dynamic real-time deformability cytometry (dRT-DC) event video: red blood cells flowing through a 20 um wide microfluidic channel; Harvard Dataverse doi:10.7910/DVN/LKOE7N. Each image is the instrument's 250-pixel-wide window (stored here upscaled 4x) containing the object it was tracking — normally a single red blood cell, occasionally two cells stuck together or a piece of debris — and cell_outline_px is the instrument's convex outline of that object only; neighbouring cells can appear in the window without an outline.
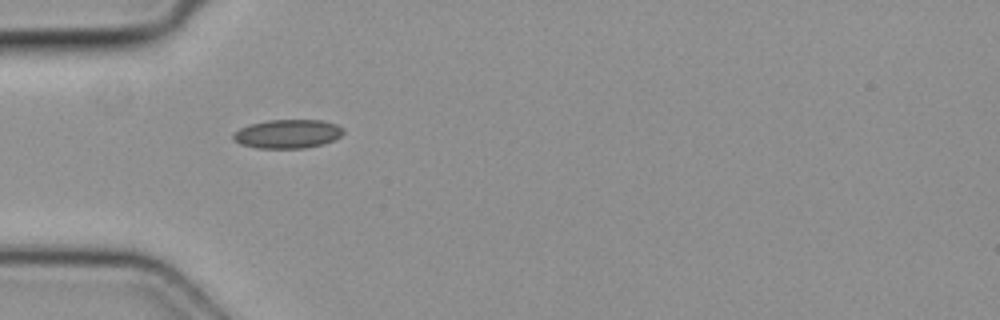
{"species": "common noctule bat (a hibernating species)", "species_latin": "Nyctalus noctula", "temperature_condition": "cold", "stored_images_in_passage": 2, "camera_frame_rate_fps": 3000, "um_per_image_px": 0.085, "animal": {"sex": "female", "body_mass_g": 19.3, "forearm_length_mm": 54.1}, "frame": {"image": 1, "passage_image": 1, "time_ms": 0.0, "image_size_px": [1000, 320], "cell_outline_px": [[344, 132], [340, 136], [324, 144], [304, 148], [256, 148], [240, 144], [232, 140], [232, 132], [240, 128], [252, 124], [268, 120], [320, 120], [336, 124], [344, 128]], "centroid_in_image_um": [24.42, 11.38], "position_along_channel_um": 60.6, "area_um2": 18.55}}
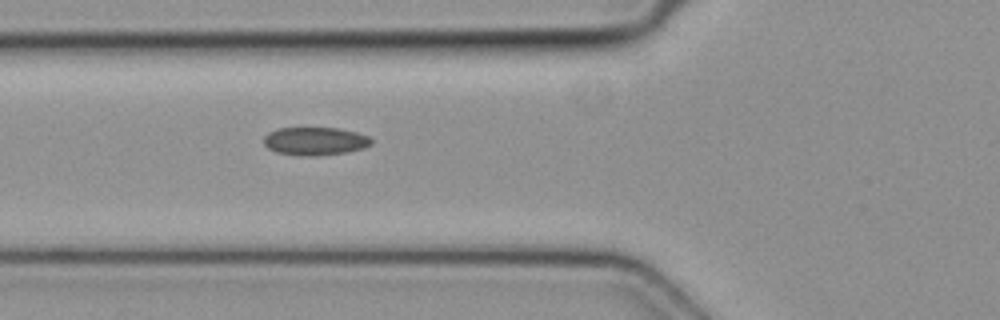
{"frame": {"image": 2, "passage_image": 2, "time_ms": 0.333, "image_size_px": [1000, 320], "cell_outline_px": [[372, 144], [364, 148], [344, 152], [316, 156], [300, 156], [276, 152], [268, 148], [264, 144], [264, 136], [268, 132], [276, 128], [340, 128], [356, 132], [368, 136], [372, 140]], "centroid_in_image_um": [26.76, 11.99], "position_along_channel_um": 99.0, "area_um2": 17.69}}